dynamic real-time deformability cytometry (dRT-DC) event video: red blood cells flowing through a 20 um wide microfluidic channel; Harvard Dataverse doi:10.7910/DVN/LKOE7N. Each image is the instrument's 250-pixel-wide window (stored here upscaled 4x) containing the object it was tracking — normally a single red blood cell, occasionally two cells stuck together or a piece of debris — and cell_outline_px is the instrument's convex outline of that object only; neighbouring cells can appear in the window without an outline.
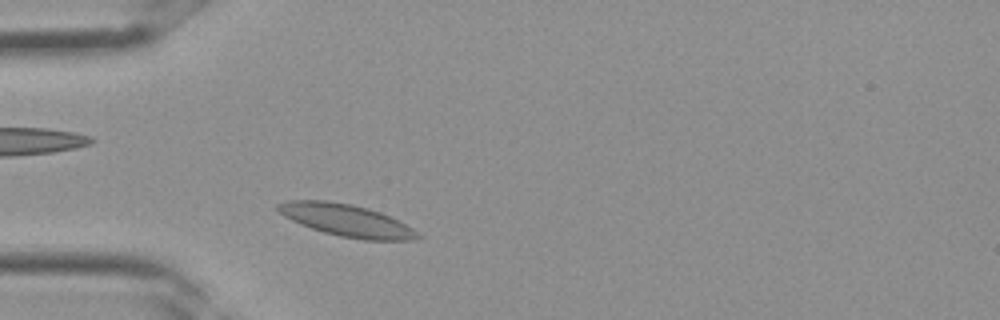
{"species": "Egyptian fruit bat (a non-hibernating species)", "species_latin": "Rousettus aegyptiacus", "temperature_condition": "room temperature", "stored_images_in_passage": 26, "camera_frame_rate_fps": 3000, "um_per_image_px": 0.085, "frame": {"image": 1, "passage_image": 3, "time_ms": 0.667, "image_size_px": [1000, 320], "cell_outline_px": [[424, 236], [416, 240], [364, 240], [340, 236], [324, 232], [312, 228], [292, 220], [284, 216], [276, 208], [276, 204], [292, 200], [328, 200], [352, 204], [368, 208], [380, 212], [412, 228]], "centroid_in_image_um": [29.48, 18.73], "position_along_channel_um": 55.5, "area_um2": 26.01}}
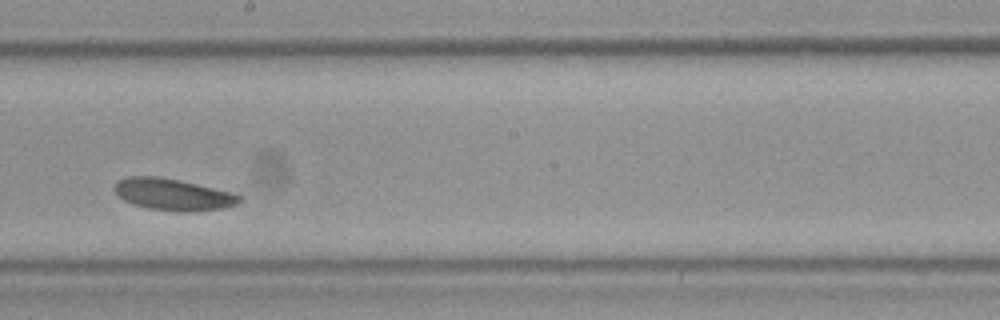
{"frame": {"image": 2, "passage_image": 13, "time_ms": 4.0, "image_size_px": [1000, 320], "cell_outline_px": [[244, 200], [236, 204], [224, 208], [192, 212], [180, 212], [148, 208], [132, 204], [124, 200], [116, 192], [116, 184], [120, 180], [128, 176], [160, 176], [180, 180], [232, 192], [244, 196]], "centroid_in_image_um": [14.78, 16.54], "position_along_channel_um": 233.4, "area_um2": 23.18}}
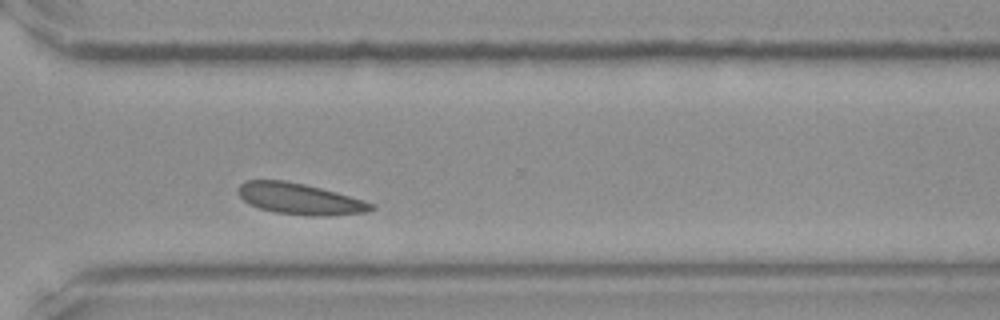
{"frame": {"image": 3, "passage_image": 19, "time_ms": 6.0, "image_size_px": [1000, 320], "cell_outline_px": [[376, 208], [368, 212], [324, 216], [308, 216], [276, 212], [260, 208], [244, 200], [240, 196], [236, 188], [244, 180], [284, 180], [304, 184], [320, 188], [376, 204]], "centroid_in_image_um": [25.48, 16.9], "position_along_channel_um": 345.1, "area_um2": 23.99}}